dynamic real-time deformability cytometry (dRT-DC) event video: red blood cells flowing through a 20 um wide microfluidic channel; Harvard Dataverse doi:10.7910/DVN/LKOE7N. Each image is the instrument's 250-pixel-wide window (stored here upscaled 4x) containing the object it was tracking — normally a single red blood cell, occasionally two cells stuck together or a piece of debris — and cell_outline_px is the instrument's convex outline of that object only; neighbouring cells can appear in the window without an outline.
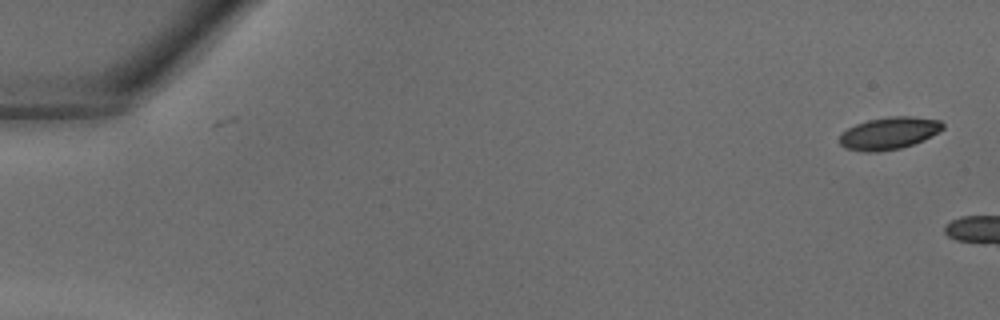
{"species": "common noctule bat (a hibernating species)", "species_latin": "Nyctalus noctula", "temperature_condition": "warm", "stored_images_in_passage": 3, "camera_frame_rate_fps": 3000, "um_per_image_px": 0.085, "animal": {"sex": "male", "body_mass_g": 18.8}, "frame": {"image": 1, "passage_image": 1, "time_ms": 0.0, "image_size_px": [1000, 320], "cell_outline_px": [[944, 128], [940, 132], [924, 140], [900, 148], [876, 152], [864, 152], [844, 148], [840, 144], [840, 136], [848, 128], [856, 124], [868, 120], [888, 116], [912, 116], [940, 120], [944, 124]], "centroid_in_image_um": [75.59, 11.32], "position_along_channel_um": 9.4, "area_um2": 19.48}}